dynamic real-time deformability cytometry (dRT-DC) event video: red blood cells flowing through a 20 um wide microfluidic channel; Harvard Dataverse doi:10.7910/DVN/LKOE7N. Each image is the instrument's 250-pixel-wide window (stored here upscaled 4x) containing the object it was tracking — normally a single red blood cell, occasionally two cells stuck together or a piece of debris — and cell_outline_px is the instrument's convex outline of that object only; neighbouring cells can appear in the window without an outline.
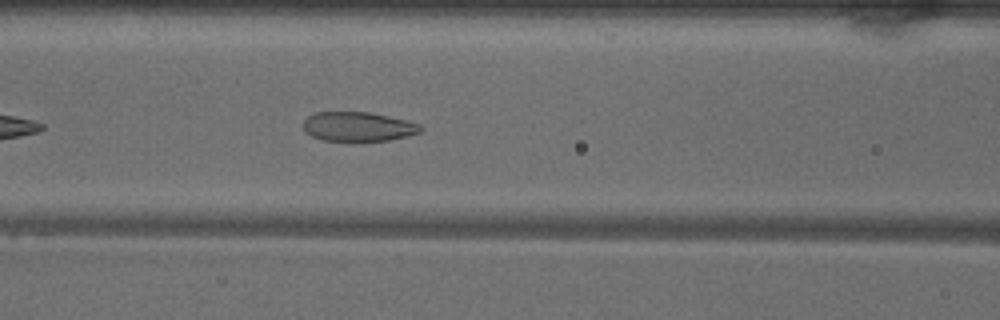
{"species": "common noctule bat (a hibernating species)", "species_latin": "Nyctalus noctula", "temperature_condition": "warm", "stored_images_in_passage": 37, "camera_frame_rate_fps": 3000, "um_per_image_px": 0.085, "animal": {"sex": "male", "body_mass_g": 18.8}, "frame": {"image": 1, "passage_image": 9, "time_ms": 2.667, "image_size_px": [1000, 320], "cell_outline_px": [[424, 128], [420, 132], [388, 140], [348, 144], [320, 140], [312, 136], [304, 128], [304, 120], [312, 112], [368, 112], [408, 120], [420, 124]], "centroid_in_image_um": [30.42, 10.8], "position_along_channel_um": 136.2, "area_um2": 20.81}}
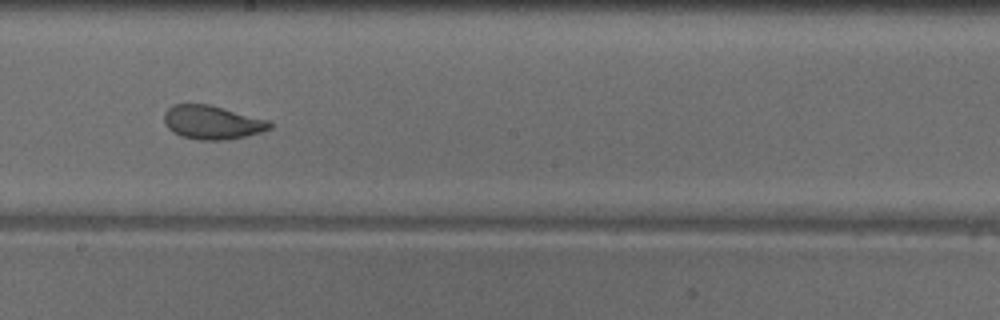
{"frame": {"image": 2, "passage_image": 16, "time_ms": 5.0, "image_size_px": [1000, 320], "cell_outline_px": [[272, 128], [248, 136], [228, 140], [200, 140], [180, 136], [172, 132], [164, 124], [164, 112], [172, 104], [208, 104], [268, 120], [272, 124]], "centroid_in_image_um": [18.01, 10.41], "position_along_channel_um": 230.2, "area_um2": 20.87}}
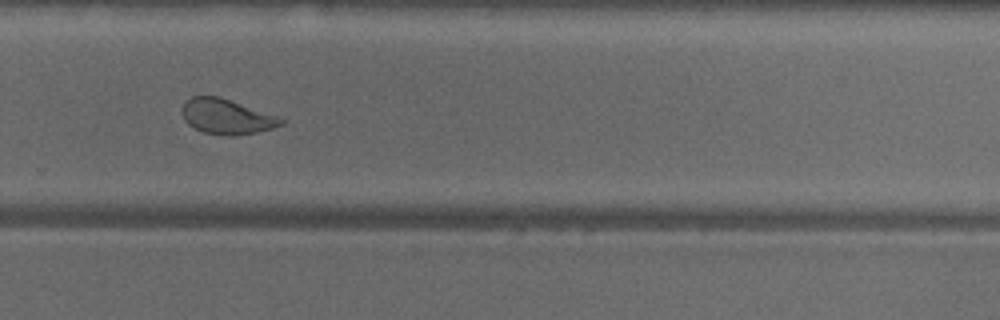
{"frame": {"image": 3, "passage_image": 22, "time_ms": 7.0, "image_size_px": [1000, 320], "cell_outline_px": [[284, 124], [272, 128], [256, 132], [232, 136], [228, 136], [204, 132], [188, 124], [184, 120], [180, 112], [180, 108], [192, 96], [220, 96], [280, 116], [284, 120]], "centroid_in_image_um": [19.27, 9.9], "position_along_channel_um": 310.5, "area_um2": 20.4}, "authors_computed_cell_mechanics": {"area_um2": 22.0218, "velocity_mm_per_s": 4.0265, "shape_relaxation_time_tau1_ms": 3.4744, "shape_relaxation_time_tau2_ms": 0.919, "deformation_change_tau1": 0.1356, "deformation_change_tau2": 0.0704}}